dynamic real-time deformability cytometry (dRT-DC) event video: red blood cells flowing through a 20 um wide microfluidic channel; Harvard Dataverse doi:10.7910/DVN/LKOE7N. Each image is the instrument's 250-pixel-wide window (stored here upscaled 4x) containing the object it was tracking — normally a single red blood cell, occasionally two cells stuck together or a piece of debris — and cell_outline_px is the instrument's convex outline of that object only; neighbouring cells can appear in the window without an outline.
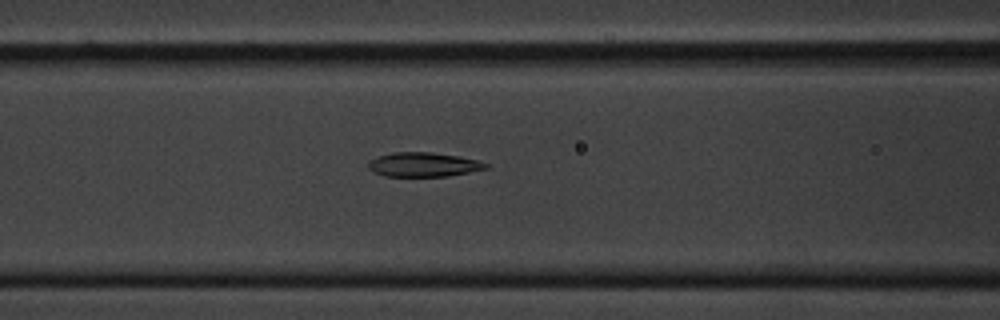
{"species": "common noctule bat (a hibernating species)", "species_latin": "Nyctalus noctula", "temperature_condition": "cold", "stored_images_in_passage": 61, "camera_frame_rate_fps": 3000, "um_per_image_px": 0.085, "animal": {"sex": "male", "body_mass_g": 20.1, "forearm_length_mm": 53.5}, "frame": {"image": 1, "passage_image": 25, "time_ms": 8.0, "image_size_px": [1000, 320], "cell_outline_px": [[488, 168], [448, 176], [384, 176], [372, 172], [368, 168], [368, 160], [376, 156], [392, 152], [432, 152], [456, 156], [476, 160], [488, 164]], "centroid_in_image_um": [35.91, 13.98], "position_along_channel_um": 130.7, "area_um2": 16.65}}
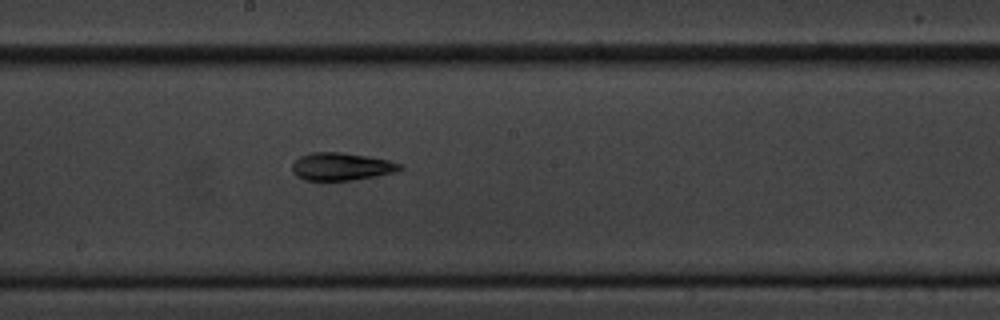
{"frame": {"image": 2, "passage_image": 33, "time_ms": 10.667, "image_size_px": [1000, 320], "cell_outline_px": [[404, 168], [396, 172], [348, 180], [304, 180], [296, 176], [292, 172], [292, 164], [300, 156], [312, 152], [340, 152], [368, 156], [388, 160], [400, 164]], "centroid_in_image_um": [28.98, 14.15], "position_along_channel_um": 219.2, "area_um2": 17.22}}
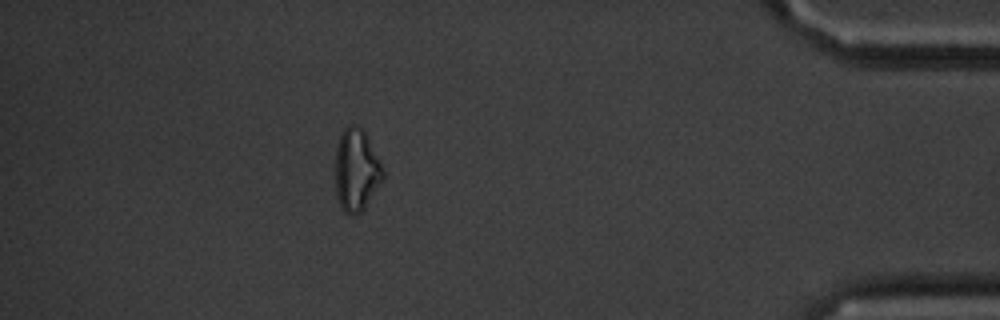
{"frame": {"image": 3, "passage_image": 54, "time_ms": 17.667, "image_size_px": [1000, 320], "cell_outline_px": [[384, 180], [364, 208], [360, 212], [352, 216], [344, 212], [340, 208], [336, 196], [336, 148], [340, 136], [344, 128], [348, 124], [356, 124], [368, 136], [384, 172]], "centroid_in_image_um": [30.29, 14.48], "position_along_channel_um": 404.9, "area_um2": 22.95}, "authors_computed_cell_mechanics": {"area_um2": 17.7446, "velocity_mm_per_s": 3.3245, "shape_relaxation_time_tau1_ms": 5.4376, "shape_relaxation_time_tau2_ms": 4.9349, "deformation_change_tau1": 0.1219, "deformation_change_tau2": 0.1196}}